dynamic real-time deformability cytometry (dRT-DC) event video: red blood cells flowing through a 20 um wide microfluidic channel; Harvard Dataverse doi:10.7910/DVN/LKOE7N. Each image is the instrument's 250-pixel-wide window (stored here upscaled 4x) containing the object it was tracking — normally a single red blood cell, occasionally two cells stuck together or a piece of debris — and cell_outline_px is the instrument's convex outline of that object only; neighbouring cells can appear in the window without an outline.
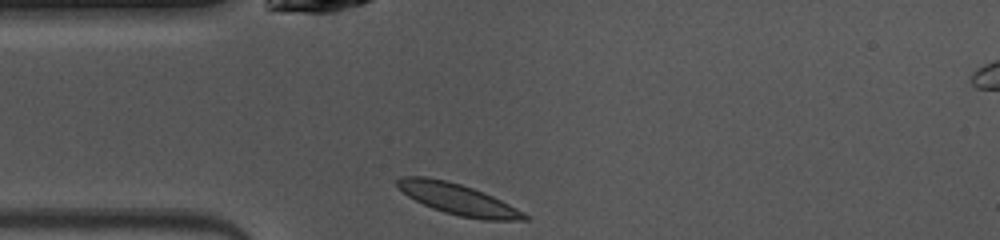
{"species": "common noctule bat (a hibernating species)", "species_latin": "Nyctalus noctula", "temperature_condition": "warm", "stored_images_in_passage": 39, "segment_of_instrument_passage": [1, 2], "camera_frame_rate_fps": 3000, "um_per_image_px": 0.085, "animal": {"sex": "female", "body_mass_g": 10.0, "forearm_length_mm": 53.1}, "frame": {"image": 1, "passage_image": 1, "time_ms": 0.0, "image_size_px": [1000, 240], "cell_outline_px": [[528, 220], [484, 220], [460, 216], [444, 212], [432, 208], [408, 196], [396, 184], [396, 180], [404, 176], [424, 176], [444, 180], [460, 184], [472, 188], [492, 196], [524, 212], [528, 216]], "centroid_in_image_um": [38.93, 16.94], "position_along_channel_um": 46.1, "area_um2": 22.48}}
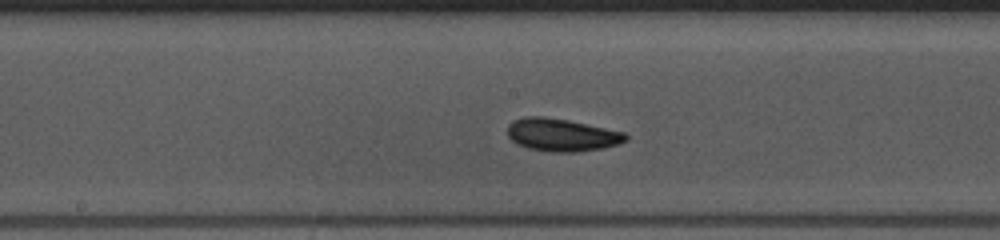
{"frame": {"image": 2, "passage_image": 13, "time_ms": 4.0, "image_size_px": [1000, 240], "cell_outline_px": [[628, 140], [620, 144], [600, 148], [576, 152], [552, 152], [528, 148], [516, 144], [508, 136], [508, 124], [512, 120], [528, 116], [544, 116], [568, 120], [624, 132], [628, 136]], "centroid_in_image_um": [47.73, 11.46], "position_along_channel_um": 200.5, "area_um2": 22.54}}
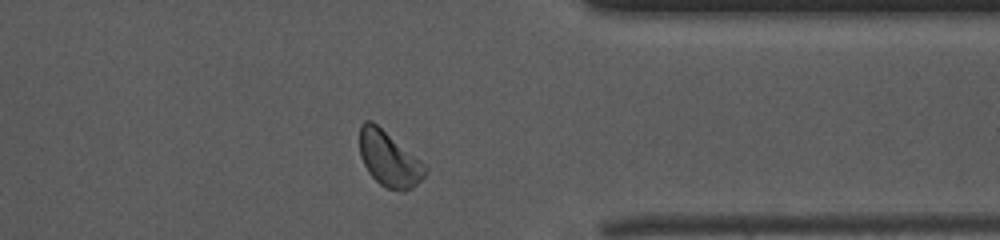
{"frame": {"image": 3, "passage_image": 27, "time_ms": 8.667, "image_size_px": [1000, 240], "cell_outline_px": [[428, 172], [412, 188], [404, 192], [400, 192], [388, 188], [380, 184], [368, 172], [360, 156], [360, 124], [364, 120], [372, 120], [420, 160], [428, 168]], "centroid_in_image_um": [33.06, 13.52], "position_along_channel_um": 378.3, "area_um2": 20.98}}